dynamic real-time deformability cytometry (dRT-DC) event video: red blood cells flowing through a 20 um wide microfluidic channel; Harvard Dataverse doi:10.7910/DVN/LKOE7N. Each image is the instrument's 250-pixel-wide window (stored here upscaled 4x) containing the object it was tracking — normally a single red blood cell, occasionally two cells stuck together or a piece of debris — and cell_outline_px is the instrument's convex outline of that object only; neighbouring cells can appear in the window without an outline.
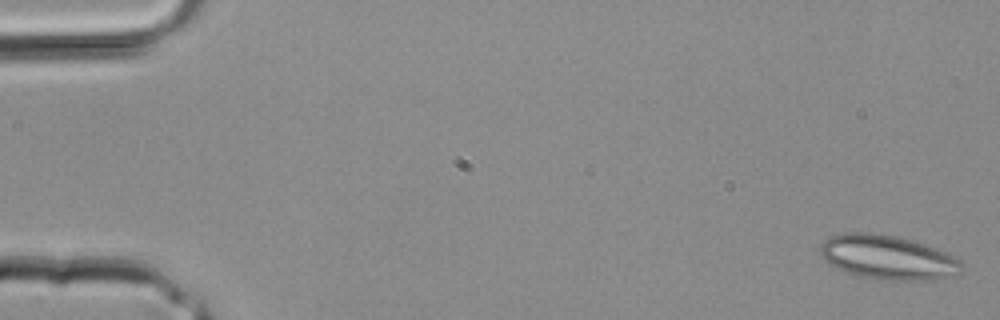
{"species": "common noctule bat (a hibernating species)", "species_latin": "Nyctalus noctula", "temperature_condition": "room temperature", "stored_images_in_passage": 4, "camera_frame_rate_fps": 3000, "um_per_image_px": 0.085, "animal": {"sex": "male", "body_mass_g": 20.4}, "frame": {"image": 1, "passage_image": 4, "time_ms": 1.0, "image_size_px": [1000, 320], "cell_outline_px": [[960, 264], [956, 276], [940, 280], [876, 280], [856, 276], [836, 268], [828, 264], [820, 256], [820, 244], [824, 240], [832, 236], [844, 232], [872, 232], [900, 236], [936, 248], [960, 260]], "centroid_in_image_um": [75.41, 21.88], "position_along_channel_um": 9.6, "area_um2": 36.99}}